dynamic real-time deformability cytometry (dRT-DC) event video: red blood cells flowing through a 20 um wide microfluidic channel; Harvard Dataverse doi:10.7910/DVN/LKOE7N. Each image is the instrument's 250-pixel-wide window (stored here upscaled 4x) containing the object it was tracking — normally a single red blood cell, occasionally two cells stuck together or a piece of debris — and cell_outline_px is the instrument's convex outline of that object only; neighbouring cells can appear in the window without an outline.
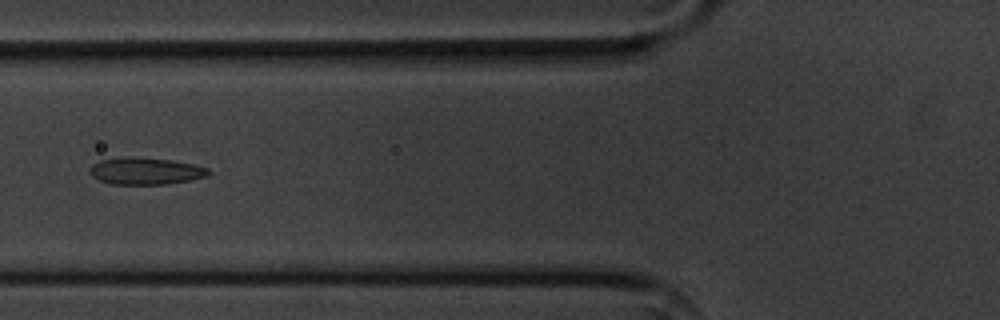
{"species": "common noctule bat (a hibernating species)", "species_latin": "Nyctalus noctula", "temperature_condition": "cold", "stored_images_in_passage": 11, "camera_frame_rate_fps": 3000, "um_per_image_px": 0.085, "animal": {"sex": "male", "body_mass_g": 20.1, "forearm_length_mm": 53.5}, "frame": {"image": 1, "passage_image": 2, "time_ms": 1.333, "image_size_px": [1000, 320], "cell_outline_px": [[212, 172], [208, 176], [168, 184], [112, 184], [100, 180], [92, 176], [88, 172], [88, 168], [92, 164], [100, 160], [124, 156], [132, 156], [172, 160], [196, 164], [208, 168]], "centroid_in_image_um": [12.37, 14.52], "position_along_channel_um": 113.4, "area_um2": 18.96}}
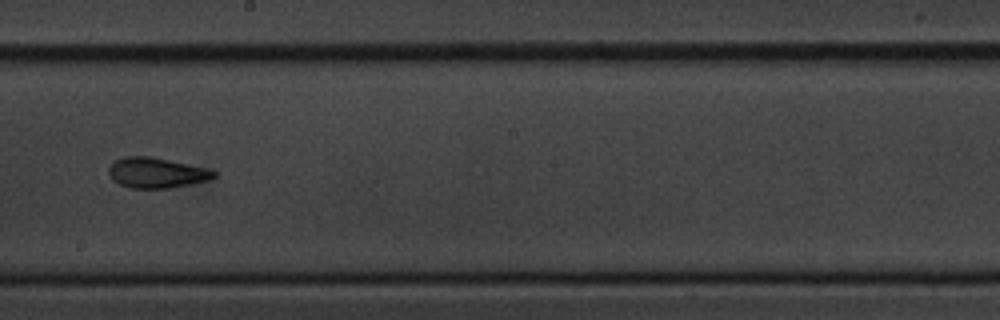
{"frame": {"image": 2, "passage_image": 5, "time_ms": 4.667, "image_size_px": [1000, 320], "cell_outline_px": [[216, 176], [212, 180], [192, 184], [168, 188], [132, 188], [120, 184], [112, 180], [108, 172], [108, 168], [116, 160], [124, 156], [148, 156], [208, 168], [216, 172]], "centroid_in_image_um": [13.33, 14.69], "position_along_channel_um": 234.9, "area_um2": 18.61}}
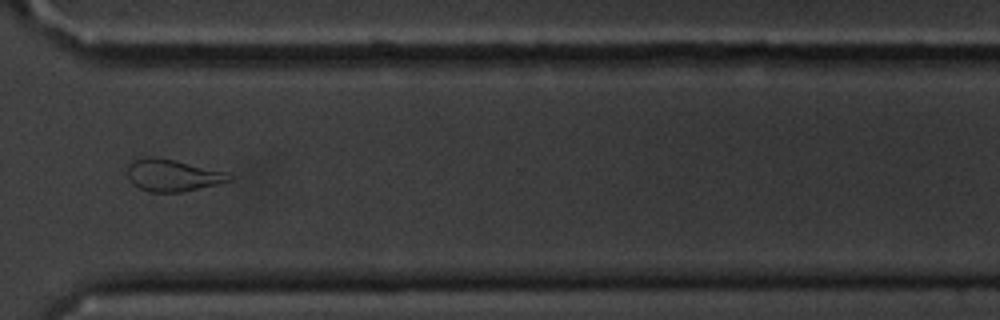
{"frame": {"image": 3, "passage_image": 8, "time_ms": 8.0, "image_size_px": [1000, 320], "cell_outline_px": [[232, 180], [216, 184], [180, 192], [152, 192], [140, 188], [132, 184], [128, 176], [128, 164], [144, 156], [156, 156], [176, 160], [224, 172], [232, 176]], "centroid_in_image_um": [14.62, 14.89], "position_along_channel_um": 356.0, "area_um2": 18.73}, "authors_computed_cell_mechanics": {"area_um2": 18.7272, "velocity_mm_per_s": 3.641, "shape_relaxation_time_tau1_ms": 3.3672, "shape_relaxation_time_tau2_ms": 2.4973, "deformation_change_tau1": 0.0977, "deformation_change_tau2": 0.0796}}